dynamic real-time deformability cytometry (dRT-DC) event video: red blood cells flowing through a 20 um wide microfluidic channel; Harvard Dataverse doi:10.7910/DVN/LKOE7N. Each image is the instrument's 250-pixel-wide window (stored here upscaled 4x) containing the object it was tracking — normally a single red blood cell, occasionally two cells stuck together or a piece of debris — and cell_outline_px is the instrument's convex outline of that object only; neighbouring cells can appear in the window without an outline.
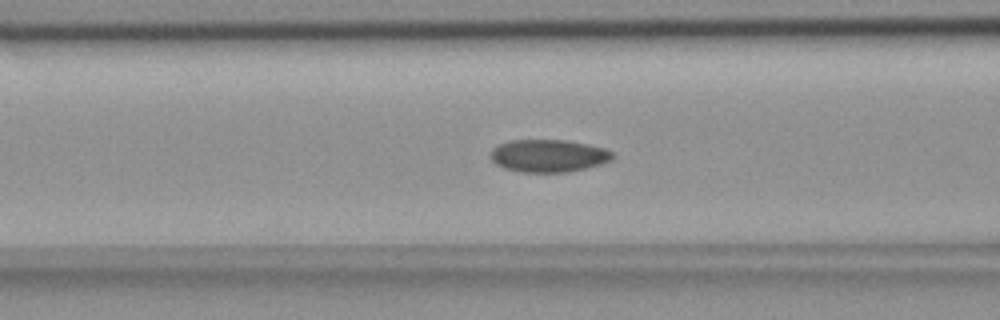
{"species": "common noctule bat (a hibernating species)", "species_latin": "Nyctalus noctula", "temperature_condition": "room temperature", "stored_images_in_passage": 54, "camera_frame_rate_fps": 3000, "um_per_image_px": 0.085, "animal": {"sex": "female", "body_mass_g": 18.4}, "frame": {"image": 1, "passage_image": 21, "time_ms": 6.667, "image_size_px": [1000, 320], "cell_outline_px": [[612, 160], [600, 164], [584, 168], [564, 172], [520, 172], [504, 168], [496, 164], [492, 160], [492, 148], [500, 144], [512, 140], [568, 140], [588, 144], [604, 148], [612, 152]], "centroid_in_image_um": [46.62, 13.23], "position_along_channel_um": 120.0, "area_um2": 22.95}}
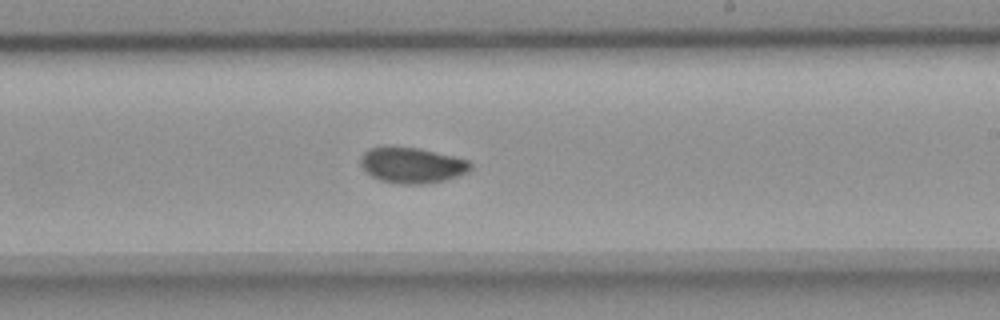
{"frame": {"image": 2, "passage_image": 32, "time_ms": 10.333, "image_size_px": [1000, 320], "cell_outline_px": [[472, 168], [468, 172], [444, 180], [420, 184], [404, 184], [380, 180], [364, 172], [360, 164], [360, 156], [368, 148], [388, 144], [416, 148], [452, 156], [468, 160], [472, 164]], "centroid_in_image_um": [34.94, 14.01], "position_along_channel_um": 254.1, "area_um2": 23.12}}
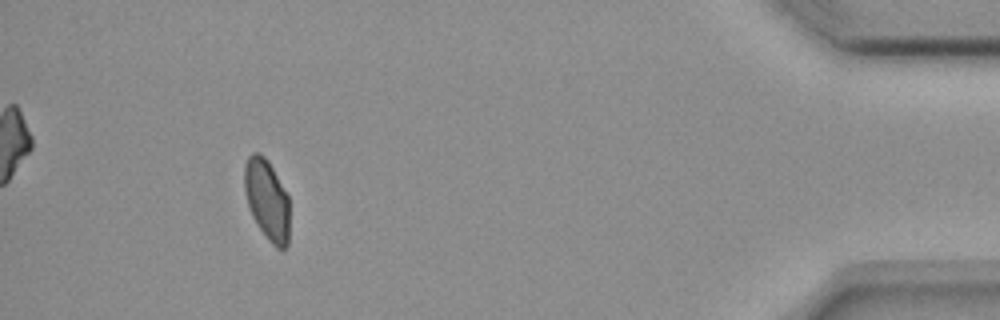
{"frame": {"image": 3, "passage_image": 50, "time_ms": 16.333, "image_size_px": [1000, 320], "cell_outline_px": [[288, 244], [284, 248], [276, 248], [268, 240], [256, 224], [252, 216], [248, 204], [244, 188], [244, 164], [248, 156], [252, 152], [260, 152], [268, 160], [288, 196]], "centroid_in_image_um": [22.67, 16.95], "position_along_channel_um": 412.5, "area_um2": 21.15}, "authors_computed_cell_mechanics": {"area_um2": 22.7443, "velocity_mm_per_s": 3.6664, "shape_relaxation_time_tau1_ms": null, "shape_relaxation_time_tau2_ms": 1.1081, "deformation_change_tau1": null, "deformation_change_tau2": 0.052}}